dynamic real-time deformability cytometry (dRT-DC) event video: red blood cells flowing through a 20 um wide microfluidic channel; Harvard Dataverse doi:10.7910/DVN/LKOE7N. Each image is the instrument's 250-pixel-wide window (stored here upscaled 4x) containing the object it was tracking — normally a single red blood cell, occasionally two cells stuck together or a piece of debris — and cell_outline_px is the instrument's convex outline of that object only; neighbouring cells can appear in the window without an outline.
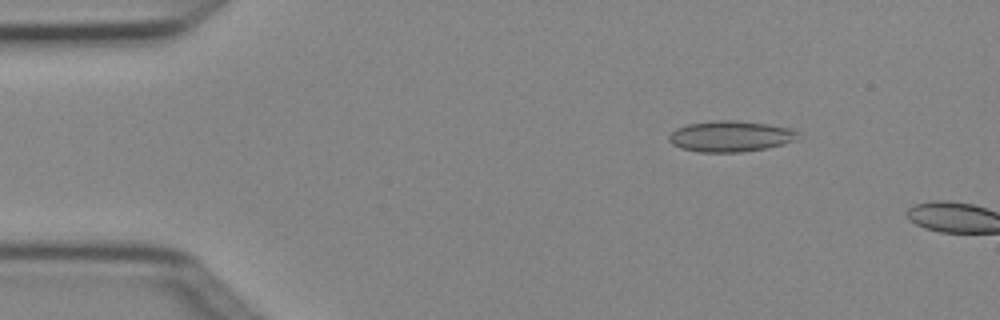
{"species": "Egyptian fruit bat (a non-hibernating species)", "species_latin": "Rousettus aegyptiacus", "temperature_condition": "cold", "stored_images_in_passage": 3, "camera_frame_rate_fps": 3000, "um_per_image_px": 0.085, "animal": {"sex": "female"}, "frame": {"image": 1, "passage_image": 2, "time_ms": 0.333, "image_size_px": [1000, 320], "cell_outline_px": [[800, 132], [796, 140], [784, 144], [764, 148], [740, 152], [700, 152], [680, 148], [672, 144], [668, 140], [668, 136], [676, 128], [688, 124], [716, 120], [736, 120], [768, 124], [792, 128]], "centroid_in_image_um": [62.1, 11.58], "position_along_channel_um": 22.9, "area_um2": 23.35}}